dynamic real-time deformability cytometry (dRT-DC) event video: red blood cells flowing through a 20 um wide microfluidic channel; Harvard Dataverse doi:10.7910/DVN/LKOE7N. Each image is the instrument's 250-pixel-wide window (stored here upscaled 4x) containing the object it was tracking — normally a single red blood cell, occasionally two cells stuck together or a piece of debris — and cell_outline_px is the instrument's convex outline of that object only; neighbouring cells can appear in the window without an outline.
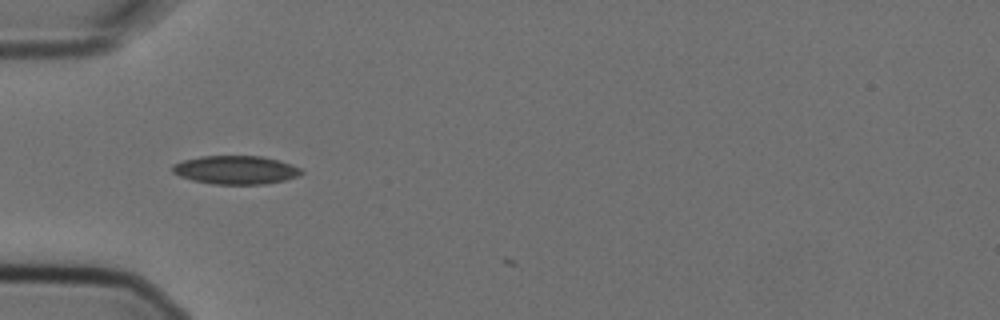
{"species": "Egyptian fruit bat (a non-hibernating species)", "species_latin": "Rousettus aegyptiacus", "temperature_condition": "cold", "stored_images_in_passage": 6, "camera_frame_rate_fps": 3000, "um_per_image_px": 0.085, "animal": {"sex": "female"}, "frame": {"image": 1, "passage_image": 5, "time_ms": 1.333, "image_size_px": [1000, 320], "cell_outline_px": [[304, 172], [300, 176], [284, 180], [264, 184], [212, 184], [192, 180], [180, 176], [172, 172], [172, 164], [184, 160], [200, 156], [260, 156], [276, 160], [300, 168]], "centroid_in_image_um": [20.01, 14.45], "position_along_channel_um": 65.0, "area_um2": 21.27}}